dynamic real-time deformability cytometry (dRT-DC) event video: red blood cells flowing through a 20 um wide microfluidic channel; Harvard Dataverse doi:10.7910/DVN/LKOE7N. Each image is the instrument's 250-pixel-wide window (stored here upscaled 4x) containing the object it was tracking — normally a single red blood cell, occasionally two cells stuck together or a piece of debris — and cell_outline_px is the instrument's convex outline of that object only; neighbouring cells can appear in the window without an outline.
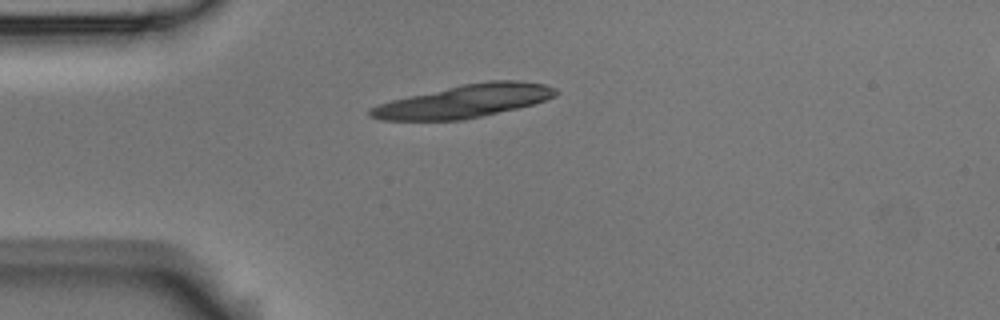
{"species": "Egyptian fruit bat (a non-hibernating species)", "species_latin": "Rousettus aegyptiacus", "temperature_condition": "room temperature", "stored_images_in_passage": 7, "segment_of_instrument_passage": [1, 2], "camera_frame_rate_fps": 3000, "um_per_image_px": 0.085, "animal": {"sex": "male"}, "frame": {"image": 1, "passage_image": 1, "time_ms": 0.0, "image_size_px": [1000, 320], "cell_outline_px": [[560, 92], [556, 96], [532, 104], [516, 108], [464, 120], [380, 120], [368, 116], [368, 108], [392, 100], [464, 84], [488, 80], [520, 80], [544, 84], [556, 88]], "centroid_in_image_um": [39.48, 8.6], "position_along_channel_um": 45.5, "area_um2": 35.32}}